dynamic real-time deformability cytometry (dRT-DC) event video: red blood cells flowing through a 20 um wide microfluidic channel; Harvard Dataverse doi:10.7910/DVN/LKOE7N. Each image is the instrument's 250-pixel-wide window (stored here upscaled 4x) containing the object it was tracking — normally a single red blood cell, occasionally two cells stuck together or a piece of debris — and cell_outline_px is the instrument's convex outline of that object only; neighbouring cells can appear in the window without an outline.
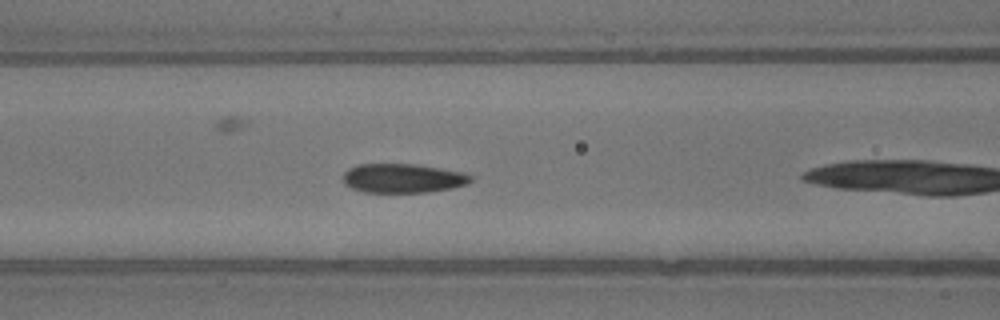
{"species": "common noctule bat (a hibernating species)", "species_latin": "Nyctalus noctula", "temperature_condition": "warm", "stored_images_in_passage": 16, "camera_frame_rate_fps": 3000, "um_per_image_px": 0.085, "animal": {"sex": "male", "body_mass_g": 13.3}, "frame": {"image": 1, "passage_image": 6, "time_ms": 1.667, "image_size_px": [1000, 320], "cell_outline_px": [[472, 180], [468, 184], [452, 188], [428, 192], [364, 192], [352, 188], [344, 184], [344, 172], [348, 168], [356, 164], [416, 164], [464, 172], [472, 176]], "centroid_in_image_um": [34.25, 15.14], "position_along_channel_um": 132.3, "area_um2": 21.79}}
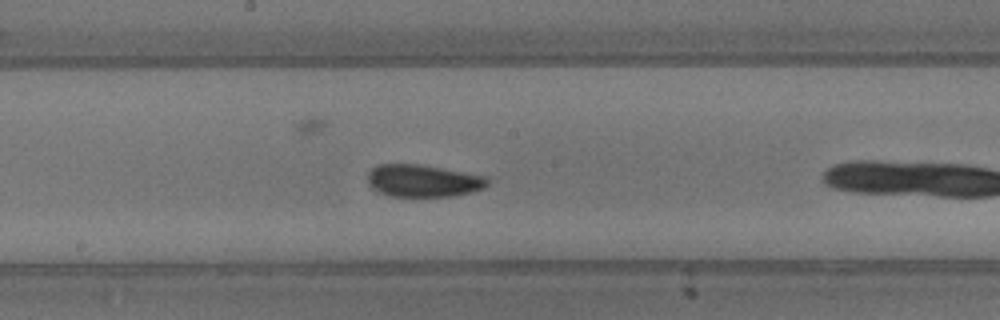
{"frame": {"image": 2, "passage_image": 12, "time_ms": 3.667, "image_size_px": [1000, 320], "cell_outline_px": [[488, 184], [484, 188], [472, 192], [452, 196], [388, 196], [372, 188], [368, 184], [368, 172], [372, 168], [380, 164], [416, 164], [488, 176]], "centroid_in_image_um": [35.96, 15.37], "position_along_channel_um": 212.2, "area_um2": 22.48}}
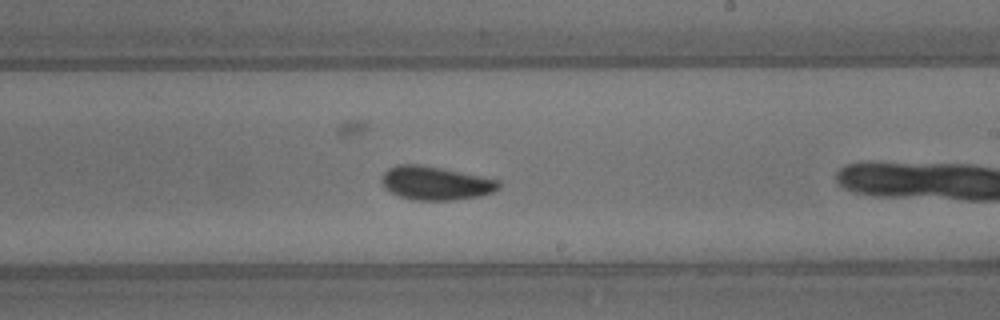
{"frame": {"image": 3, "passage_image": 15, "time_ms": 4.667, "image_size_px": [1000, 320], "cell_outline_px": [[500, 188], [492, 192], [476, 196], [456, 200], [416, 200], [400, 196], [384, 188], [380, 180], [384, 172], [388, 168], [396, 164], [420, 164], [500, 180]], "centroid_in_image_um": [36.99, 15.56], "position_along_channel_um": 252.0, "area_um2": 22.77}}